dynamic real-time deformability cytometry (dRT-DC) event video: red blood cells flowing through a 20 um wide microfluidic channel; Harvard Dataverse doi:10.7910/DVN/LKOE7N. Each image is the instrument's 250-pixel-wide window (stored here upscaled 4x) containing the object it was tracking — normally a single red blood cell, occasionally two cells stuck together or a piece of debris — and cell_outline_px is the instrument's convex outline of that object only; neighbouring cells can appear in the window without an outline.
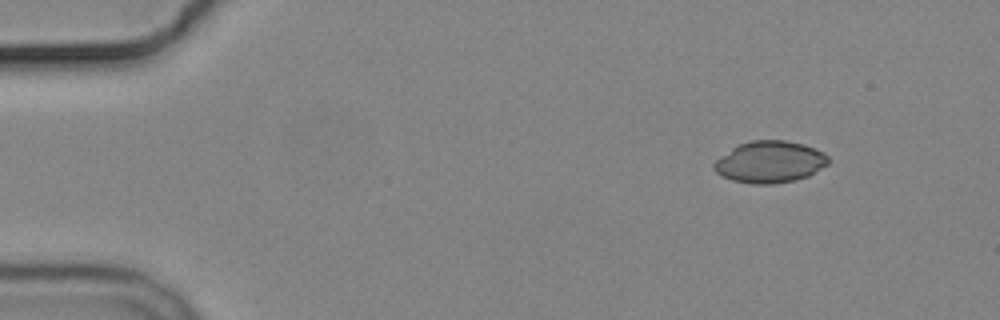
{"species": "common noctule bat (a hibernating species)", "species_latin": "Nyctalus noctula", "temperature_condition": "cold", "stored_images_in_passage": 5, "segment_of_instrument_passage": [2, 2], "camera_frame_rate_fps": 3000, "um_per_image_px": 0.085, "animal": {"sex": "male", "body_mass_g": 19.2, "forearm_length_mm": 51.8}, "frame": {"image": 1, "passage_image": 5, "time_ms": 4.667, "image_size_px": [1000, 320], "cell_outline_px": [[828, 164], [808, 176], [796, 180], [772, 184], [752, 184], [732, 180], [720, 176], [712, 168], [712, 164], [716, 160], [732, 148], [740, 144], [752, 140], [788, 140], [804, 144], [824, 152], [828, 156]], "centroid_in_image_um": [65.43, 13.77], "position_along_channel_um": 19.6, "area_um2": 27.92}}